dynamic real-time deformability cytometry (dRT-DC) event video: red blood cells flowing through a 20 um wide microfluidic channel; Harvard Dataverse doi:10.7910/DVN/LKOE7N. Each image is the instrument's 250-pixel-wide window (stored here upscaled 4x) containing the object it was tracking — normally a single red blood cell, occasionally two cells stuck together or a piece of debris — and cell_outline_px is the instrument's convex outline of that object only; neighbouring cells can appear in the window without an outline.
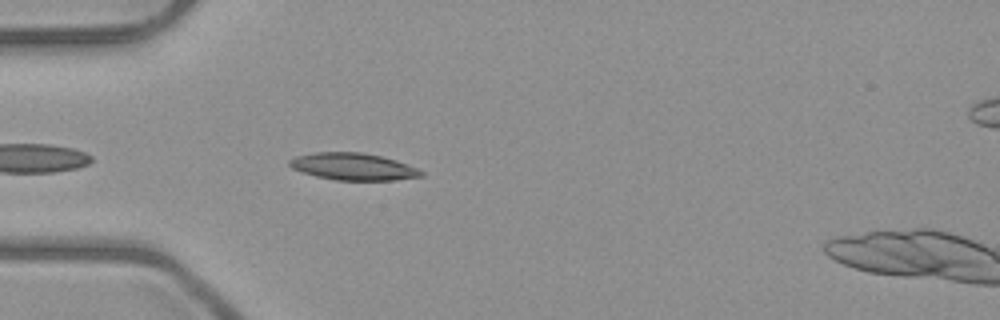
{"species": "common noctule bat (a hibernating species)", "species_latin": "Nyctalus noctula", "temperature_condition": "room temperature", "stored_images_in_passage": 6, "camera_frame_rate_fps": 3000, "um_per_image_px": 0.085, "animal": {"sex": "male", "body_mass_g": 23.1, "forearm_length_mm": 52.7}, "frame": {"image": 1, "passage_image": 5, "time_ms": 4.667, "image_size_px": [1000, 320], "cell_outline_px": [[424, 176], [396, 180], [336, 180], [316, 176], [292, 168], [288, 164], [288, 160], [296, 156], [316, 152], [360, 152], [380, 156], [396, 160], [416, 168], [424, 172]], "centroid_in_image_um": [30.02, 14.16], "position_along_channel_um": 55.0, "area_um2": 20.63}}